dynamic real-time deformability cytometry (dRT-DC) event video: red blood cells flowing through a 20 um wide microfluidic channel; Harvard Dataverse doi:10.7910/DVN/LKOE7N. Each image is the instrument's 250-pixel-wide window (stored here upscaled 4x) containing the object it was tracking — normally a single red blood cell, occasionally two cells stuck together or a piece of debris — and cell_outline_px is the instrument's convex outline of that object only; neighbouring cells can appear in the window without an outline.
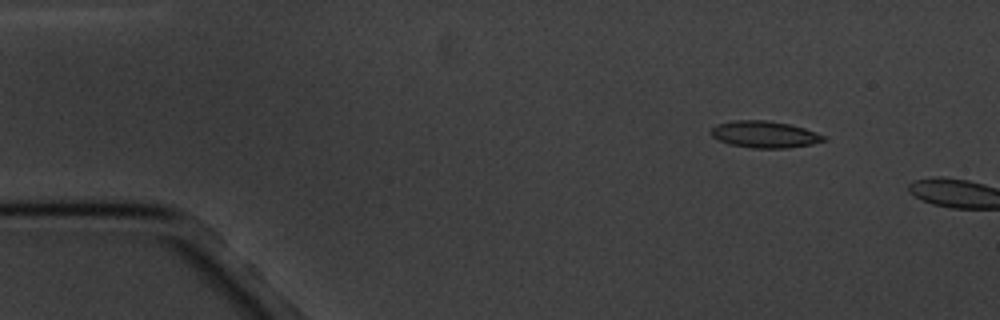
{"species": "common noctule bat (a hibernating species)", "species_latin": "Nyctalus noctula", "temperature_condition": "cold", "stored_images_in_passage": 4, "camera_frame_rate_fps": 3000, "um_per_image_px": 0.085, "animal": {"sex": "male", "body_mass_g": 20.1, "forearm_length_mm": 53.5}, "frame": {"image": 1, "passage_image": 2, "time_ms": 1.667, "image_size_px": [1000, 320], "cell_outline_px": [[824, 140], [812, 144], [788, 148], [752, 148], [728, 144], [712, 136], [708, 132], [716, 124], [736, 120], [764, 120], [788, 124], [804, 128], [816, 132], [824, 136]], "centroid_in_image_um": [64.94, 11.43], "position_along_channel_um": 20.1, "area_um2": 17.46}}